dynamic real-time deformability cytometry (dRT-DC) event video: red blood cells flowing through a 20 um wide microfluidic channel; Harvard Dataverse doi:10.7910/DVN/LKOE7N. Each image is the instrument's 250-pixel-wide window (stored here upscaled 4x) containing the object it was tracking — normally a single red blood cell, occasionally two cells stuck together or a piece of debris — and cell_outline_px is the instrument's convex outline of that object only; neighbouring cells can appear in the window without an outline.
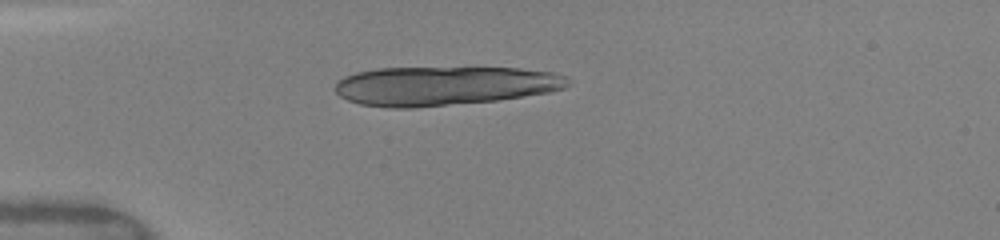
{"species": "human", "species_latin": "Homo sapiens", "temperature_condition": "warm", "stored_images_in_passage": 4, "camera_frame_rate_fps": 3000, "um_per_image_px": 0.085, "donor": {"sex": "female"}, "frame": {"image": 1, "passage_image": 1, "time_ms": 0.0, "image_size_px": [1000, 240], "cell_outline_px": [[568, 84], [564, 88], [548, 92], [496, 100], [416, 108], [388, 108], [360, 104], [348, 100], [340, 96], [336, 92], [336, 84], [344, 76], [356, 72], [376, 68], [520, 68], [552, 72], [568, 76]], "centroid_in_image_um": [37.74, 7.29], "position_along_channel_um": 47.3, "area_um2": 52.94}}